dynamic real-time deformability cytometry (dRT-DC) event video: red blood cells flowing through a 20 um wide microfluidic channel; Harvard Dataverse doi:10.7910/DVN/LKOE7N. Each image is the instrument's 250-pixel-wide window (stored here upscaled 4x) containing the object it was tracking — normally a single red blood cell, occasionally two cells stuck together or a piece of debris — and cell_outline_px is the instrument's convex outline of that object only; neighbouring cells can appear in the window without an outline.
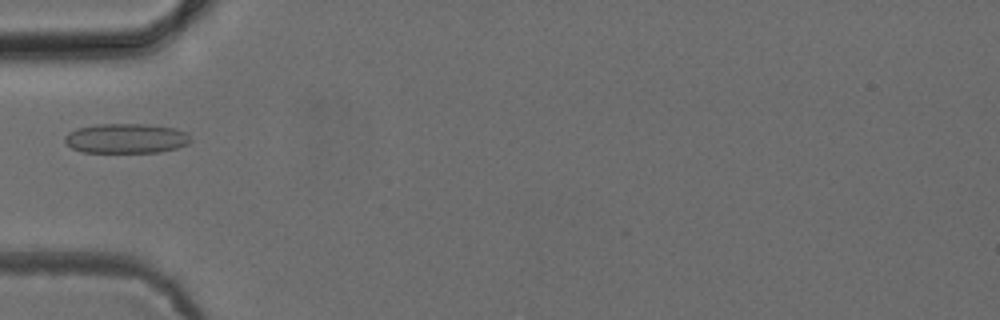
{"species": "common noctule bat (a hibernating species)", "species_latin": "Nyctalus noctula", "temperature_condition": "cold", "stored_images_in_passage": 25, "camera_frame_rate_fps": 3000, "um_per_image_px": 0.085, "animal": {"sex": "female", "body_mass_g": 24.6, "forearm_length_mm": 56.2}, "frame": {"image": 1, "passage_image": 1, "time_ms": 0.0, "image_size_px": [1000, 320], "cell_outline_px": [[192, 140], [188, 144], [176, 148], [160, 152], [80, 152], [72, 148], [64, 140], [64, 136], [68, 132], [76, 128], [96, 124], [148, 124], [176, 128], [188, 132]], "centroid_in_image_um": [10.74, 11.75], "position_along_channel_um": 74.3, "area_um2": 22.08}}
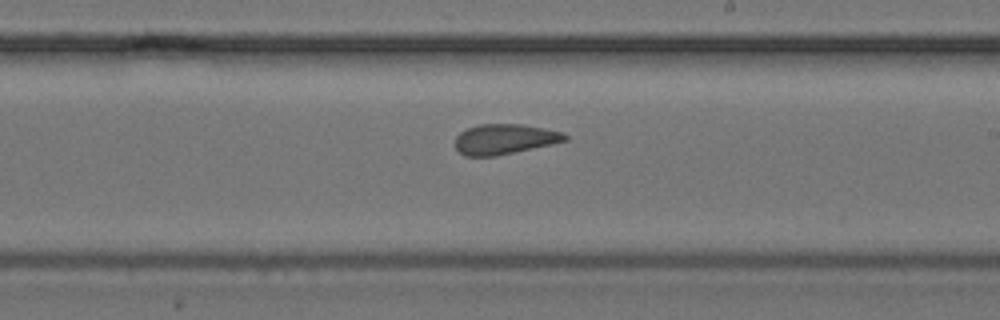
{"frame": {"image": 2, "passage_image": 14, "time_ms": 4.333, "image_size_px": [1000, 320], "cell_outline_px": [[568, 140], [552, 144], [496, 156], [464, 156], [456, 148], [456, 136], [460, 132], [468, 128], [480, 124], [520, 124], [544, 128], [564, 132], [568, 136]], "centroid_in_image_um": [42.9, 11.82], "position_along_channel_um": 246.1, "area_um2": 19.31}}
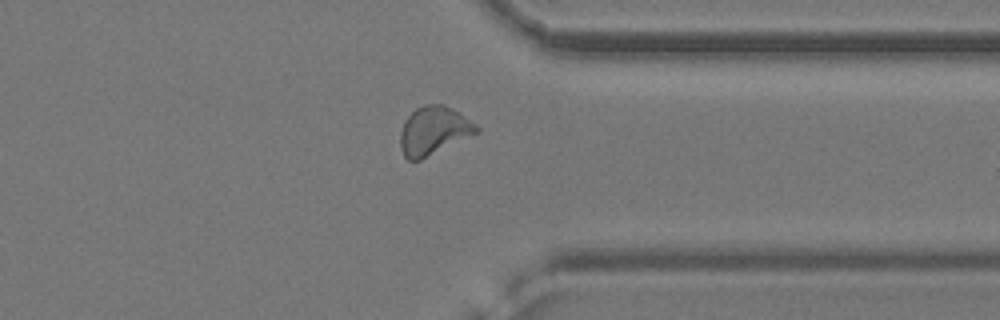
{"frame": {"image": 3, "passage_image": 24, "time_ms": 7.667, "image_size_px": [1000, 320], "cell_outline_px": [[480, 132], [420, 160], [408, 160], [404, 156], [400, 148], [400, 132], [404, 120], [416, 108], [424, 104], [444, 104], [452, 108], [476, 124], [480, 128]], "centroid_in_image_um": [36.86, 11.1], "position_along_channel_um": 374.5, "area_um2": 21.56}}